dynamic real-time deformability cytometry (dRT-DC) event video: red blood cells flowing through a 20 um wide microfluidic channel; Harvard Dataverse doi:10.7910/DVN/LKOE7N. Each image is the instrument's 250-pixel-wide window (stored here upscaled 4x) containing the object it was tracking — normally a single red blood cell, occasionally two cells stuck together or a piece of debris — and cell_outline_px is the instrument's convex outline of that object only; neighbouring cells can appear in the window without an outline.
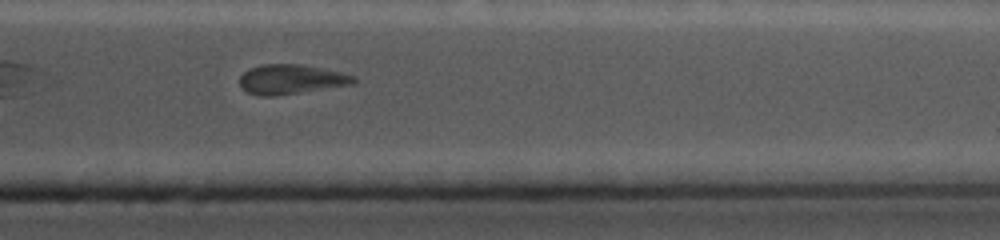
{"species": "common noctule bat (a hibernating species)", "species_latin": "Nyctalus noctula", "temperature_condition": "cold", "stored_images_in_passage": 49, "camera_frame_rate_fps": 5000, "um_per_image_px": 0.085, "animal": {"sex": "female", "body_mass_g": 19.0, "forearm_length_mm": 56.7}, "frame": {"image": 1, "passage_image": 42, "time_ms": 7.4, "image_size_px": [1000, 240], "cell_outline_px": [[356, 84], [276, 96], [260, 96], [248, 92], [240, 88], [240, 76], [244, 72], [260, 64], [300, 64], [344, 72], [356, 76]], "centroid_in_image_um": [24.78, 6.75], "position_along_channel_um": 386.6, "area_um2": 19.94}}